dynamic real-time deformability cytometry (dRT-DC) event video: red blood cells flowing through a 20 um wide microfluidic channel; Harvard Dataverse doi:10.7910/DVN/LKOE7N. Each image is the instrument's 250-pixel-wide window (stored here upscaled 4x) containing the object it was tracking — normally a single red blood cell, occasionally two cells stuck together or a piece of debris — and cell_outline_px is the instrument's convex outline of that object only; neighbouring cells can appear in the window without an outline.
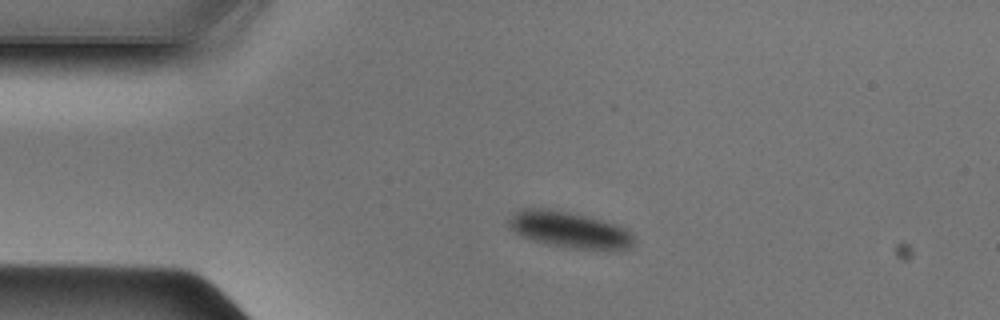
{"species": "Egyptian fruit bat (a non-hibernating species)", "species_latin": "Rousettus aegyptiacus", "temperature_condition": "cold", "stored_images_in_passage": 40, "camera_frame_rate_fps": 3000, "um_per_image_px": 0.085, "animal": {"sex": "male"}, "frame": {"image": 1, "passage_image": 1, "time_ms": 0.0, "image_size_px": [1000, 320], "cell_outline_px": [[632, 244], [628, 248], [572, 248], [548, 244], [520, 236], [508, 228], [508, 220], [520, 208], [548, 208], [588, 216], [616, 224], [628, 228], [632, 232]], "centroid_in_image_um": [48.34, 19.49], "position_along_channel_um": 36.7, "area_um2": 26.13}}
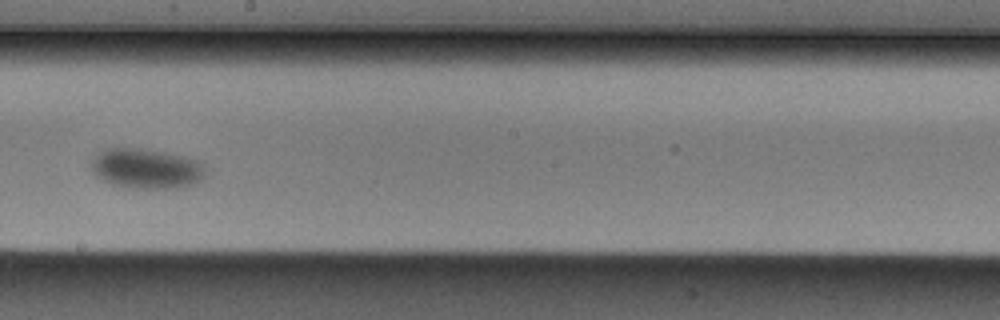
{"frame": {"image": 2, "passage_image": 18, "time_ms": 5.667, "image_size_px": [1000, 320], "cell_outline_px": [[204, 176], [200, 180], [192, 184], [180, 188], [136, 188], [112, 184], [96, 176], [88, 168], [88, 160], [96, 152], [108, 148], [140, 148], [164, 152], [184, 156], [200, 160], [204, 168]], "centroid_in_image_um": [12.36, 14.31], "position_along_channel_um": 235.8, "area_um2": 27.05}}
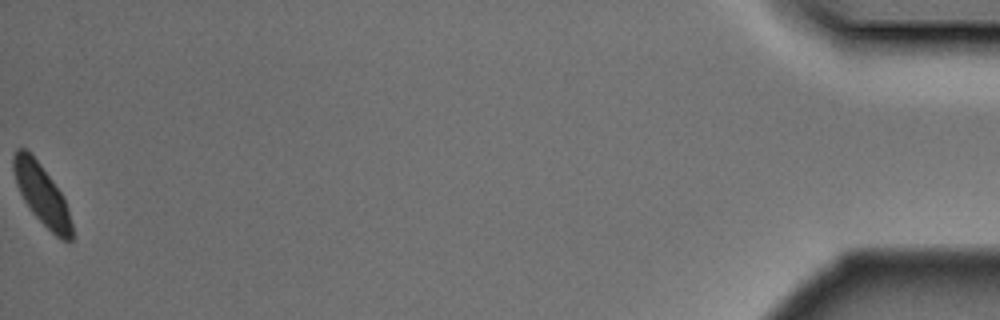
{"frame": {"image": 3, "passage_image": 40, "time_ms": 13.0, "image_size_px": [1000, 320], "cell_outline_px": [[72, 240], [60, 240], [28, 208], [16, 184], [12, 168], [12, 156], [16, 148], [24, 148], [40, 164], [52, 180], [60, 192], [68, 208], [72, 224]], "centroid_in_image_um": [3.53, 16.53], "position_along_channel_um": 431.7, "area_um2": 20.23}}